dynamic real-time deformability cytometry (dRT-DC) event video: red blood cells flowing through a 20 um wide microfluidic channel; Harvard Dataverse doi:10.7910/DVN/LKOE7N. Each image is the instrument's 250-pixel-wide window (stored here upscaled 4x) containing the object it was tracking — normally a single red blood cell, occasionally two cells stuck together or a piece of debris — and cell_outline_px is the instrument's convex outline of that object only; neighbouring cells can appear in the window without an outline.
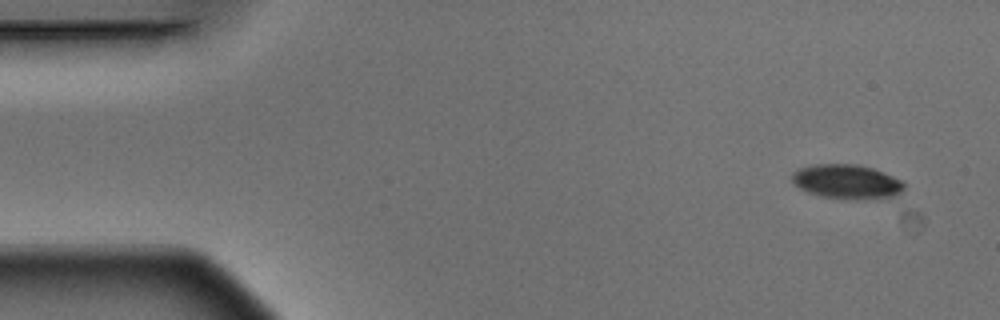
{"species": "Egyptian fruit bat (a non-hibernating species)", "species_latin": "Rousettus aegyptiacus", "temperature_condition": "warm", "stored_images_in_passage": 5, "camera_frame_rate_fps": 3000, "um_per_image_px": 0.085, "animal": {"sex": "male"}, "frame": {"image": 1, "passage_image": 1, "time_ms": 0.0, "image_size_px": [1000, 320], "cell_outline_px": [[904, 188], [896, 196], [856, 200], [852, 200], [820, 196], [808, 192], [800, 188], [792, 180], [792, 172], [800, 168], [816, 164], [856, 164], [872, 168], [892, 176], [900, 180], [904, 184]], "centroid_in_image_um": [71.97, 15.45], "position_along_channel_um": 13.0, "area_um2": 22.31}}
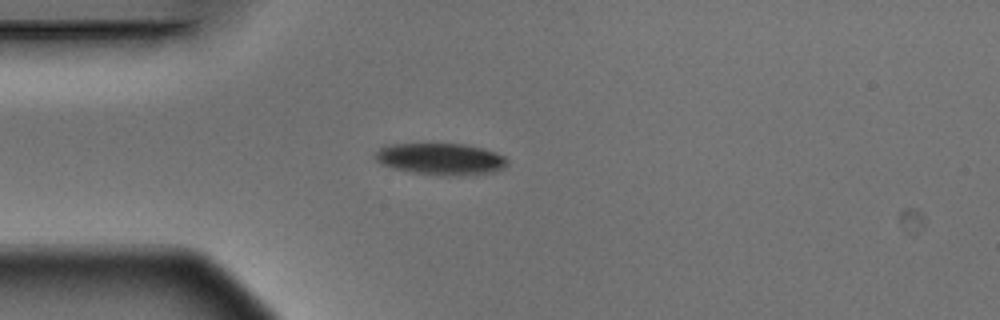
{"frame": {"image": 2, "passage_image": 4, "time_ms": 1.0, "image_size_px": [1000, 320], "cell_outline_px": [[508, 164], [504, 168], [496, 172], [448, 176], [412, 172], [392, 168], [380, 164], [376, 160], [376, 152], [380, 148], [388, 144], [464, 144], [484, 148], [496, 152], [504, 156], [508, 160]], "centroid_in_image_um": [37.49, 13.51], "position_along_channel_um": 47.5, "area_um2": 24.45}}